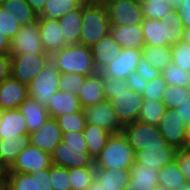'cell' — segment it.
I'll list each match as a JSON object with an SVG mask.
<instances>
[{"instance_id":"cell-1","label":"cell","mask_w":190,"mask_h":190,"mask_svg":"<svg viewBox=\"0 0 190 190\" xmlns=\"http://www.w3.org/2000/svg\"><path fill=\"white\" fill-rule=\"evenodd\" d=\"M106 100L111 102L117 119L122 126L136 121L144 98L140 93L129 89L126 80L102 75Z\"/></svg>"},{"instance_id":"cell-2","label":"cell","mask_w":190,"mask_h":190,"mask_svg":"<svg viewBox=\"0 0 190 190\" xmlns=\"http://www.w3.org/2000/svg\"><path fill=\"white\" fill-rule=\"evenodd\" d=\"M53 165L64 168L95 166L89 155L83 131L62 133V141L51 153Z\"/></svg>"},{"instance_id":"cell-3","label":"cell","mask_w":190,"mask_h":190,"mask_svg":"<svg viewBox=\"0 0 190 190\" xmlns=\"http://www.w3.org/2000/svg\"><path fill=\"white\" fill-rule=\"evenodd\" d=\"M50 59L61 73H76L93 76L98 73L91 47L82 44L67 45L50 55Z\"/></svg>"},{"instance_id":"cell-4","label":"cell","mask_w":190,"mask_h":190,"mask_svg":"<svg viewBox=\"0 0 190 190\" xmlns=\"http://www.w3.org/2000/svg\"><path fill=\"white\" fill-rule=\"evenodd\" d=\"M110 21L104 3L82 4V24L79 44L91 47L110 34Z\"/></svg>"},{"instance_id":"cell-5","label":"cell","mask_w":190,"mask_h":190,"mask_svg":"<svg viewBox=\"0 0 190 190\" xmlns=\"http://www.w3.org/2000/svg\"><path fill=\"white\" fill-rule=\"evenodd\" d=\"M145 46H173L182 40L183 26L176 14L165 19L144 18L142 24Z\"/></svg>"},{"instance_id":"cell-6","label":"cell","mask_w":190,"mask_h":190,"mask_svg":"<svg viewBox=\"0 0 190 190\" xmlns=\"http://www.w3.org/2000/svg\"><path fill=\"white\" fill-rule=\"evenodd\" d=\"M134 162L135 152L121 132L111 134L94 165L96 169L130 170Z\"/></svg>"},{"instance_id":"cell-7","label":"cell","mask_w":190,"mask_h":190,"mask_svg":"<svg viewBox=\"0 0 190 190\" xmlns=\"http://www.w3.org/2000/svg\"><path fill=\"white\" fill-rule=\"evenodd\" d=\"M61 72L50 59L28 85L29 97L36 100L41 106L47 108L53 94L59 89Z\"/></svg>"},{"instance_id":"cell-8","label":"cell","mask_w":190,"mask_h":190,"mask_svg":"<svg viewBox=\"0 0 190 190\" xmlns=\"http://www.w3.org/2000/svg\"><path fill=\"white\" fill-rule=\"evenodd\" d=\"M122 133L135 153L146 148L163 147L167 144L158 126L146 124L138 120L124 125Z\"/></svg>"},{"instance_id":"cell-9","label":"cell","mask_w":190,"mask_h":190,"mask_svg":"<svg viewBox=\"0 0 190 190\" xmlns=\"http://www.w3.org/2000/svg\"><path fill=\"white\" fill-rule=\"evenodd\" d=\"M103 3L111 25L135 26L144 20L140 0H106Z\"/></svg>"},{"instance_id":"cell-10","label":"cell","mask_w":190,"mask_h":190,"mask_svg":"<svg viewBox=\"0 0 190 190\" xmlns=\"http://www.w3.org/2000/svg\"><path fill=\"white\" fill-rule=\"evenodd\" d=\"M10 59L11 76L28 86L33 78L44 69L50 60V54H20Z\"/></svg>"},{"instance_id":"cell-11","label":"cell","mask_w":190,"mask_h":190,"mask_svg":"<svg viewBox=\"0 0 190 190\" xmlns=\"http://www.w3.org/2000/svg\"><path fill=\"white\" fill-rule=\"evenodd\" d=\"M51 154L32 146L30 143L17 155L12 166L4 172L35 174L52 166Z\"/></svg>"},{"instance_id":"cell-12","label":"cell","mask_w":190,"mask_h":190,"mask_svg":"<svg viewBox=\"0 0 190 190\" xmlns=\"http://www.w3.org/2000/svg\"><path fill=\"white\" fill-rule=\"evenodd\" d=\"M3 177L8 190H53L50 168L35 174L21 172H4Z\"/></svg>"},{"instance_id":"cell-13","label":"cell","mask_w":190,"mask_h":190,"mask_svg":"<svg viewBox=\"0 0 190 190\" xmlns=\"http://www.w3.org/2000/svg\"><path fill=\"white\" fill-rule=\"evenodd\" d=\"M29 53L48 54L41 43L38 20L21 27L19 32L11 40L10 57Z\"/></svg>"},{"instance_id":"cell-14","label":"cell","mask_w":190,"mask_h":190,"mask_svg":"<svg viewBox=\"0 0 190 190\" xmlns=\"http://www.w3.org/2000/svg\"><path fill=\"white\" fill-rule=\"evenodd\" d=\"M83 111L86 123L95 124L111 134L122 132L123 126L117 119L110 101L104 100L99 104L87 106Z\"/></svg>"},{"instance_id":"cell-15","label":"cell","mask_w":190,"mask_h":190,"mask_svg":"<svg viewBox=\"0 0 190 190\" xmlns=\"http://www.w3.org/2000/svg\"><path fill=\"white\" fill-rule=\"evenodd\" d=\"M157 126L166 143L177 149L186 148V125L175 109H166Z\"/></svg>"},{"instance_id":"cell-16","label":"cell","mask_w":190,"mask_h":190,"mask_svg":"<svg viewBox=\"0 0 190 190\" xmlns=\"http://www.w3.org/2000/svg\"><path fill=\"white\" fill-rule=\"evenodd\" d=\"M141 57V49L121 48L120 55L105 66L99 73L101 75L126 80L130 73L136 71Z\"/></svg>"},{"instance_id":"cell-17","label":"cell","mask_w":190,"mask_h":190,"mask_svg":"<svg viewBox=\"0 0 190 190\" xmlns=\"http://www.w3.org/2000/svg\"><path fill=\"white\" fill-rule=\"evenodd\" d=\"M29 143L49 154L62 141V131L55 118L49 117L39 130L30 133Z\"/></svg>"},{"instance_id":"cell-18","label":"cell","mask_w":190,"mask_h":190,"mask_svg":"<svg viewBox=\"0 0 190 190\" xmlns=\"http://www.w3.org/2000/svg\"><path fill=\"white\" fill-rule=\"evenodd\" d=\"M29 97L28 86L9 76L0 83V111L17 109Z\"/></svg>"},{"instance_id":"cell-19","label":"cell","mask_w":190,"mask_h":190,"mask_svg":"<svg viewBox=\"0 0 190 190\" xmlns=\"http://www.w3.org/2000/svg\"><path fill=\"white\" fill-rule=\"evenodd\" d=\"M177 150L168 143L163 147L146 148L135 153V162L160 170L165 164L175 159Z\"/></svg>"},{"instance_id":"cell-20","label":"cell","mask_w":190,"mask_h":190,"mask_svg":"<svg viewBox=\"0 0 190 190\" xmlns=\"http://www.w3.org/2000/svg\"><path fill=\"white\" fill-rule=\"evenodd\" d=\"M39 34L44 50L48 54L66 46L58 19L38 18Z\"/></svg>"},{"instance_id":"cell-21","label":"cell","mask_w":190,"mask_h":190,"mask_svg":"<svg viewBox=\"0 0 190 190\" xmlns=\"http://www.w3.org/2000/svg\"><path fill=\"white\" fill-rule=\"evenodd\" d=\"M129 171L130 180L125 190H155L159 170L134 162Z\"/></svg>"},{"instance_id":"cell-22","label":"cell","mask_w":190,"mask_h":190,"mask_svg":"<svg viewBox=\"0 0 190 190\" xmlns=\"http://www.w3.org/2000/svg\"><path fill=\"white\" fill-rule=\"evenodd\" d=\"M110 35L121 48L142 49L145 46L141 24L111 25Z\"/></svg>"},{"instance_id":"cell-23","label":"cell","mask_w":190,"mask_h":190,"mask_svg":"<svg viewBox=\"0 0 190 190\" xmlns=\"http://www.w3.org/2000/svg\"><path fill=\"white\" fill-rule=\"evenodd\" d=\"M18 135L29 136L23 114L18 108L0 111V139Z\"/></svg>"},{"instance_id":"cell-24","label":"cell","mask_w":190,"mask_h":190,"mask_svg":"<svg viewBox=\"0 0 190 190\" xmlns=\"http://www.w3.org/2000/svg\"><path fill=\"white\" fill-rule=\"evenodd\" d=\"M83 108L78 101V96L74 93H67L63 90L56 91L47 106L49 117L57 118L66 113H75Z\"/></svg>"},{"instance_id":"cell-25","label":"cell","mask_w":190,"mask_h":190,"mask_svg":"<svg viewBox=\"0 0 190 190\" xmlns=\"http://www.w3.org/2000/svg\"><path fill=\"white\" fill-rule=\"evenodd\" d=\"M91 50L95 67L98 72L117 58L121 53V47L110 34L91 46Z\"/></svg>"},{"instance_id":"cell-26","label":"cell","mask_w":190,"mask_h":190,"mask_svg":"<svg viewBox=\"0 0 190 190\" xmlns=\"http://www.w3.org/2000/svg\"><path fill=\"white\" fill-rule=\"evenodd\" d=\"M77 96L82 108L96 105L106 100L102 75L98 72L93 76L87 77Z\"/></svg>"},{"instance_id":"cell-27","label":"cell","mask_w":190,"mask_h":190,"mask_svg":"<svg viewBox=\"0 0 190 190\" xmlns=\"http://www.w3.org/2000/svg\"><path fill=\"white\" fill-rule=\"evenodd\" d=\"M61 34L67 45L79 44L82 24V4L58 19Z\"/></svg>"},{"instance_id":"cell-28","label":"cell","mask_w":190,"mask_h":190,"mask_svg":"<svg viewBox=\"0 0 190 190\" xmlns=\"http://www.w3.org/2000/svg\"><path fill=\"white\" fill-rule=\"evenodd\" d=\"M26 120L28 134L40 129L49 118L47 108L41 106L36 100L28 97L18 108Z\"/></svg>"},{"instance_id":"cell-29","label":"cell","mask_w":190,"mask_h":190,"mask_svg":"<svg viewBox=\"0 0 190 190\" xmlns=\"http://www.w3.org/2000/svg\"><path fill=\"white\" fill-rule=\"evenodd\" d=\"M29 144V138L24 135L0 139V168L8 170L17 158V155Z\"/></svg>"},{"instance_id":"cell-30","label":"cell","mask_w":190,"mask_h":190,"mask_svg":"<svg viewBox=\"0 0 190 190\" xmlns=\"http://www.w3.org/2000/svg\"><path fill=\"white\" fill-rule=\"evenodd\" d=\"M130 180V171L114 169H96L95 181L106 190H125Z\"/></svg>"},{"instance_id":"cell-31","label":"cell","mask_w":190,"mask_h":190,"mask_svg":"<svg viewBox=\"0 0 190 190\" xmlns=\"http://www.w3.org/2000/svg\"><path fill=\"white\" fill-rule=\"evenodd\" d=\"M83 133L88 153L95 161L107 144L111 133L101 127L96 126L95 124L89 123H86Z\"/></svg>"},{"instance_id":"cell-32","label":"cell","mask_w":190,"mask_h":190,"mask_svg":"<svg viewBox=\"0 0 190 190\" xmlns=\"http://www.w3.org/2000/svg\"><path fill=\"white\" fill-rule=\"evenodd\" d=\"M1 6L5 11L13 14L15 21L21 27L38 20V14L31 9L25 0H4Z\"/></svg>"},{"instance_id":"cell-33","label":"cell","mask_w":190,"mask_h":190,"mask_svg":"<svg viewBox=\"0 0 190 190\" xmlns=\"http://www.w3.org/2000/svg\"><path fill=\"white\" fill-rule=\"evenodd\" d=\"M83 3L88 2L87 0H47L38 18L59 19Z\"/></svg>"},{"instance_id":"cell-34","label":"cell","mask_w":190,"mask_h":190,"mask_svg":"<svg viewBox=\"0 0 190 190\" xmlns=\"http://www.w3.org/2000/svg\"><path fill=\"white\" fill-rule=\"evenodd\" d=\"M186 183V178L180 172L175 159L160 168L158 185L166 186L167 188H171L173 190H179Z\"/></svg>"},{"instance_id":"cell-35","label":"cell","mask_w":190,"mask_h":190,"mask_svg":"<svg viewBox=\"0 0 190 190\" xmlns=\"http://www.w3.org/2000/svg\"><path fill=\"white\" fill-rule=\"evenodd\" d=\"M141 51L145 60L160 71L172 63L171 47L169 46H144Z\"/></svg>"},{"instance_id":"cell-36","label":"cell","mask_w":190,"mask_h":190,"mask_svg":"<svg viewBox=\"0 0 190 190\" xmlns=\"http://www.w3.org/2000/svg\"><path fill=\"white\" fill-rule=\"evenodd\" d=\"M95 166L68 168L71 190H87L95 181Z\"/></svg>"},{"instance_id":"cell-37","label":"cell","mask_w":190,"mask_h":190,"mask_svg":"<svg viewBox=\"0 0 190 190\" xmlns=\"http://www.w3.org/2000/svg\"><path fill=\"white\" fill-rule=\"evenodd\" d=\"M166 110V106L159 100H144L138 121L157 126Z\"/></svg>"},{"instance_id":"cell-38","label":"cell","mask_w":190,"mask_h":190,"mask_svg":"<svg viewBox=\"0 0 190 190\" xmlns=\"http://www.w3.org/2000/svg\"><path fill=\"white\" fill-rule=\"evenodd\" d=\"M161 76L168 86H183L190 88V71L171 63L161 70Z\"/></svg>"},{"instance_id":"cell-39","label":"cell","mask_w":190,"mask_h":190,"mask_svg":"<svg viewBox=\"0 0 190 190\" xmlns=\"http://www.w3.org/2000/svg\"><path fill=\"white\" fill-rule=\"evenodd\" d=\"M62 133L81 132L86 125L83 109L75 113H66L56 118Z\"/></svg>"},{"instance_id":"cell-40","label":"cell","mask_w":190,"mask_h":190,"mask_svg":"<svg viewBox=\"0 0 190 190\" xmlns=\"http://www.w3.org/2000/svg\"><path fill=\"white\" fill-rule=\"evenodd\" d=\"M144 18L162 20L174 14V9L167 2L141 1Z\"/></svg>"},{"instance_id":"cell-41","label":"cell","mask_w":190,"mask_h":190,"mask_svg":"<svg viewBox=\"0 0 190 190\" xmlns=\"http://www.w3.org/2000/svg\"><path fill=\"white\" fill-rule=\"evenodd\" d=\"M190 92V88L183 86H167L164 90L162 103L166 109H175L185 99L186 94Z\"/></svg>"},{"instance_id":"cell-42","label":"cell","mask_w":190,"mask_h":190,"mask_svg":"<svg viewBox=\"0 0 190 190\" xmlns=\"http://www.w3.org/2000/svg\"><path fill=\"white\" fill-rule=\"evenodd\" d=\"M171 55L173 64L190 71V45L186 41L171 46Z\"/></svg>"},{"instance_id":"cell-43","label":"cell","mask_w":190,"mask_h":190,"mask_svg":"<svg viewBox=\"0 0 190 190\" xmlns=\"http://www.w3.org/2000/svg\"><path fill=\"white\" fill-rule=\"evenodd\" d=\"M87 76L79 75L76 73H61L59 78V89L67 93H74L78 95L82 84Z\"/></svg>"},{"instance_id":"cell-44","label":"cell","mask_w":190,"mask_h":190,"mask_svg":"<svg viewBox=\"0 0 190 190\" xmlns=\"http://www.w3.org/2000/svg\"><path fill=\"white\" fill-rule=\"evenodd\" d=\"M167 86V83L160 75L152 80L147 81V84L145 85V88L141 95L144 98V100L161 101L163 98L164 90L167 88Z\"/></svg>"},{"instance_id":"cell-45","label":"cell","mask_w":190,"mask_h":190,"mask_svg":"<svg viewBox=\"0 0 190 190\" xmlns=\"http://www.w3.org/2000/svg\"><path fill=\"white\" fill-rule=\"evenodd\" d=\"M15 20L12 13L0 6V35L8 36L12 40L21 28Z\"/></svg>"},{"instance_id":"cell-46","label":"cell","mask_w":190,"mask_h":190,"mask_svg":"<svg viewBox=\"0 0 190 190\" xmlns=\"http://www.w3.org/2000/svg\"><path fill=\"white\" fill-rule=\"evenodd\" d=\"M50 178L53 190H71L68 169L52 165Z\"/></svg>"},{"instance_id":"cell-47","label":"cell","mask_w":190,"mask_h":190,"mask_svg":"<svg viewBox=\"0 0 190 190\" xmlns=\"http://www.w3.org/2000/svg\"><path fill=\"white\" fill-rule=\"evenodd\" d=\"M175 160L180 172L185 176L186 182L190 184V149H178Z\"/></svg>"},{"instance_id":"cell-48","label":"cell","mask_w":190,"mask_h":190,"mask_svg":"<svg viewBox=\"0 0 190 190\" xmlns=\"http://www.w3.org/2000/svg\"><path fill=\"white\" fill-rule=\"evenodd\" d=\"M136 72L147 81L161 75V71L151 66L142 56L138 62Z\"/></svg>"},{"instance_id":"cell-49","label":"cell","mask_w":190,"mask_h":190,"mask_svg":"<svg viewBox=\"0 0 190 190\" xmlns=\"http://www.w3.org/2000/svg\"><path fill=\"white\" fill-rule=\"evenodd\" d=\"M174 13L179 17L183 28H190V0H183L181 5L174 10Z\"/></svg>"},{"instance_id":"cell-50","label":"cell","mask_w":190,"mask_h":190,"mask_svg":"<svg viewBox=\"0 0 190 190\" xmlns=\"http://www.w3.org/2000/svg\"><path fill=\"white\" fill-rule=\"evenodd\" d=\"M126 83L129 86V89L142 94L145 85L147 84V80L143 79L136 71L130 73L126 78Z\"/></svg>"},{"instance_id":"cell-51","label":"cell","mask_w":190,"mask_h":190,"mask_svg":"<svg viewBox=\"0 0 190 190\" xmlns=\"http://www.w3.org/2000/svg\"><path fill=\"white\" fill-rule=\"evenodd\" d=\"M175 111L182 117L185 125L190 123V92L185 99L175 108Z\"/></svg>"},{"instance_id":"cell-52","label":"cell","mask_w":190,"mask_h":190,"mask_svg":"<svg viewBox=\"0 0 190 190\" xmlns=\"http://www.w3.org/2000/svg\"><path fill=\"white\" fill-rule=\"evenodd\" d=\"M11 76V59L9 55H0V83Z\"/></svg>"},{"instance_id":"cell-53","label":"cell","mask_w":190,"mask_h":190,"mask_svg":"<svg viewBox=\"0 0 190 190\" xmlns=\"http://www.w3.org/2000/svg\"><path fill=\"white\" fill-rule=\"evenodd\" d=\"M11 39L8 36L0 35V55H9Z\"/></svg>"},{"instance_id":"cell-54","label":"cell","mask_w":190,"mask_h":190,"mask_svg":"<svg viewBox=\"0 0 190 190\" xmlns=\"http://www.w3.org/2000/svg\"><path fill=\"white\" fill-rule=\"evenodd\" d=\"M31 7V9L38 15L42 12L46 5L47 0H25Z\"/></svg>"},{"instance_id":"cell-55","label":"cell","mask_w":190,"mask_h":190,"mask_svg":"<svg viewBox=\"0 0 190 190\" xmlns=\"http://www.w3.org/2000/svg\"><path fill=\"white\" fill-rule=\"evenodd\" d=\"M182 41H186L190 45V28L183 29Z\"/></svg>"},{"instance_id":"cell-56","label":"cell","mask_w":190,"mask_h":190,"mask_svg":"<svg viewBox=\"0 0 190 190\" xmlns=\"http://www.w3.org/2000/svg\"><path fill=\"white\" fill-rule=\"evenodd\" d=\"M87 190H106V188L102 187L97 181H94Z\"/></svg>"},{"instance_id":"cell-57","label":"cell","mask_w":190,"mask_h":190,"mask_svg":"<svg viewBox=\"0 0 190 190\" xmlns=\"http://www.w3.org/2000/svg\"><path fill=\"white\" fill-rule=\"evenodd\" d=\"M183 0H167V3L175 10L178 8Z\"/></svg>"},{"instance_id":"cell-58","label":"cell","mask_w":190,"mask_h":190,"mask_svg":"<svg viewBox=\"0 0 190 190\" xmlns=\"http://www.w3.org/2000/svg\"><path fill=\"white\" fill-rule=\"evenodd\" d=\"M186 148L190 149V123L186 125Z\"/></svg>"},{"instance_id":"cell-59","label":"cell","mask_w":190,"mask_h":190,"mask_svg":"<svg viewBox=\"0 0 190 190\" xmlns=\"http://www.w3.org/2000/svg\"><path fill=\"white\" fill-rule=\"evenodd\" d=\"M0 190H8L4 177H0Z\"/></svg>"},{"instance_id":"cell-60","label":"cell","mask_w":190,"mask_h":190,"mask_svg":"<svg viewBox=\"0 0 190 190\" xmlns=\"http://www.w3.org/2000/svg\"><path fill=\"white\" fill-rule=\"evenodd\" d=\"M155 190H173V189L167 188L166 186L157 185V186L155 187Z\"/></svg>"},{"instance_id":"cell-61","label":"cell","mask_w":190,"mask_h":190,"mask_svg":"<svg viewBox=\"0 0 190 190\" xmlns=\"http://www.w3.org/2000/svg\"><path fill=\"white\" fill-rule=\"evenodd\" d=\"M179 190H190V184L186 183L183 187H181Z\"/></svg>"},{"instance_id":"cell-62","label":"cell","mask_w":190,"mask_h":190,"mask_svg":"<svg viewBox=\"0 0 190 190\" xmlns=\"http://www.w3.org/2000/svg\"><path fill=\"white\" fill-rule=\"evenodd\" d=\"M106 0H87V2H96V3H103Z\"/></svg>"},{"instance_id":"cell-63","label":"cell","mask_w":190,"mask_h":190,"mask_svg":"<svg viewBox=\"0 0 190 190\" xmlns=\"http://www.w3.org/2000/svg\"><path fill=\"white\" fill-rule=\"evenodd\" d=\"M140 1L167 2V0H140Z\"/></svg>"},{"instance_id":"cell-64","label":"cell","mask_w":190,"mask_h":190,"mask_svg":"<svg viewBox=\"0 0 190 190\" xmlns=\"http://www.w3.org/2000/svg\"><path fill=\"white\" fill-rule=\"evenodd\" d=\"M4 171L0 168V177H3Z\"/></svg>"}]
</instances>
